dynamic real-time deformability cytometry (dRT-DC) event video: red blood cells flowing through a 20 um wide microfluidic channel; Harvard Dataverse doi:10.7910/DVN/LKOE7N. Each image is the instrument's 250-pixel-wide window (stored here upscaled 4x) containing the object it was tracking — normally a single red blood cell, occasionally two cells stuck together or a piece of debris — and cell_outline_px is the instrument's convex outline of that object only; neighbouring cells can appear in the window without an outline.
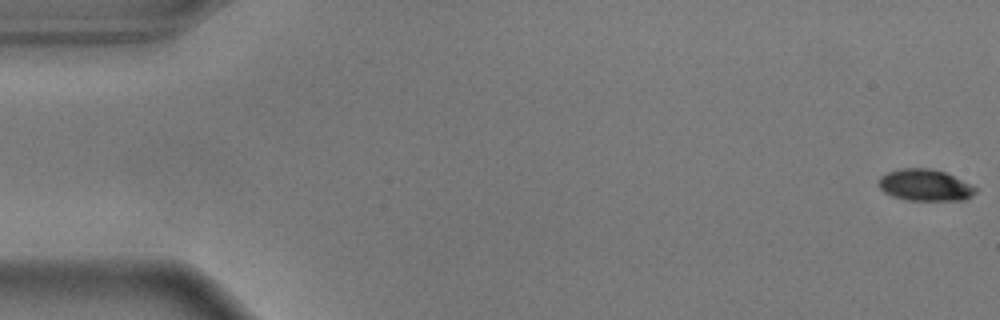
{"species": "common noctule bat (a hibernating species)", "species_latin": "Nyctalus noctula", "temperature_condition": "warm", "stored_images_in_passage": 56, "camera_frame_rate_fps": 3000, "um_per_image_px": 0.085, "animal": {"sex": "male", "body_mass_g": 17.9}, "frame": {"image": 1, "passage_image": 1, "time_ms": 0.0, "image_size_px": [1000, 320], "cell_outline_px": [[976, 192], [972, 196], [964, 200], [904, 200], [892, 196], [884, 192], [876, 184], [880, 176], [888, 172], [904, 168], [932, 168], [944, 172], [976, 188]], "centroid_in_image_um": [78.57, 15.74], "position_along_channel_um": 6.4, "area_um2": 17.74}}
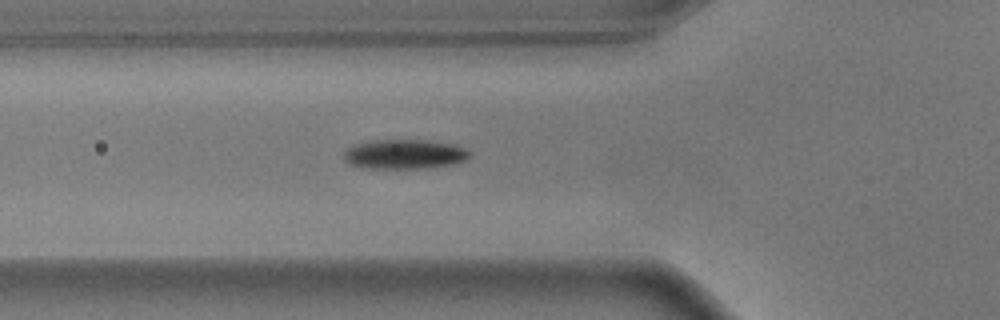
{"frame": {"image": 2, "passage_image": 20, "time_ms": 6.333, "image_size_px": [1000, 320], "cell_outline_px": [[472, 152], [464, 160], [456, 164], [424, 168], [372, 168], [352, 164], [344, 160], [344, 152], [352, 144], [372, 140], [428, 140], [456, 144]], "centroid_in_image_um": [34.41, 13.09], "position_along_channel_um": 91.4, "area_um2": 21.68}}
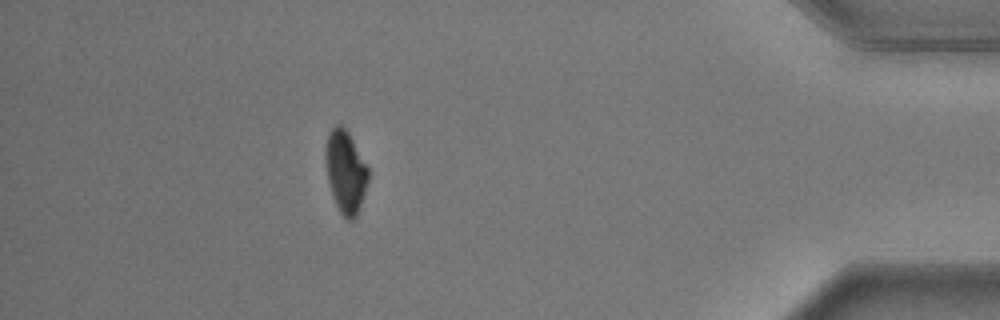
{"frame": {"image": 3, "passage_image": 50, "time_ms": 16.333, "image_size_px": [1000, 320], "cell_outline_px": [[368, 180], [360, 208], [356, 216], [352, 220], [348, 220], [340, 212], [336, 204], [328, 180], [324, 160], [324, 144], [328, 132], [336, 124], [340, 124], [348, 132], [368, 168]], "centroid_in_image_um": [29.34, 14.56], "position_along_channel_um": 405.9, "area_um2": 20.46}, "authors_computed_cell_mechanics": {"area_um2": 20.8947, "velocity_mm_per_s": 3.6392, "shape_relaxation_time_tau1_ms": 2.7159, "shape_relaxation_time_tau2_ms": 8.9458, "deformation_change_tau1": 0.1478, "deformation_change_tau2": 0.0832}}